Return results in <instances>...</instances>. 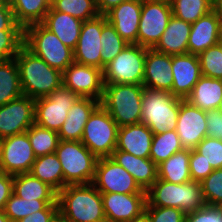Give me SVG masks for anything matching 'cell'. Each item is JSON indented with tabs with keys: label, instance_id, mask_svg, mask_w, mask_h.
I'll return each mask as SVG.
<instances>
[{
	"label": "cell",
	"instance_id": "6da1fadb",
	"mask_svg": "<svg viewBox=\"0 0 222 222\" xmlns=\"http://www.w3.org/2000/svg\"><path fill=\"white\" fill-rule=\"evenodd\" d=\"M23 95L32 99L49 96L62 86V72L50 67L24 44L15 56Z\"/></svg>",
	"mask_w": 222,
	"mask_h": 222
},
{
	"label": "cell",
	"instance_id": "7a4b0ae2",
	"mask_svg": "<svg viewBox=\"0 0 222 222\" xmlns=\"http://www.w3.org/2000/svg\"><path fill=\"white\" fill-rule=\"evenodd\" d=\"M59 217L71 222H106L101 193L90 184L67 185L58 192Z\"/></svg>",
	"mask_w": 222,
	"mask_h": 222
},
{
	"label": "cell",
	"instance_id": "3957f363",
	"mask_svg": "<svg viewBox=\"0 0 222 222\" xmlns=\"http://www.w3.org/2000/svg\"><path fill=\"white\" fill-rule=\"evenodd\" d=\"M146 206L172 207L185 214L202 209L206 203L200 182L182 184L157 179L146 191Z\"/></svg>",
	"mask_w": 222,
	"mask_h": 222
},
{
	"label": "cell",
	"instance_id": "277c9868",
	"mask_svg": "<svg viewBox=\"0 0 222 222\" xmlns=\"http://www.w3.org/2000/svg\"><path fill=\"white\" fill-rule=\"evenodd\" d=\"M143 85L104 84L100 104L118 127L141 123Z\"/></svg>",
	"mask_w": 222,
	"mask_h": 222
},
{
	"label": "cell",
	"instance_id": "5b68a950",
	"mask_svg": "<svg viewBox=\"0 0 222 222\" xmlns=\"http://www.w3.org/2000/svg\"><path fill=\"white\" fill-rule=\"evenodd\" d=\"M181 98L171 92L144 87L142 96L141 123L153 134L176 130Z\"/></svg>",
	"mask_w": 222,
	"mask_h": 222
},
{
	"label": "cell",
	"instance_id": "8992f818",
	"mask_svg": "<svg viewBox=\"0 0 222 222\" xmlns=\"http://www.w3.org/2000/svg\"><path fill=\"white\" fill-rule=\"evenodd\" d=\"M55 153L62 166L64 188L93 182L98 158L81 141L59 140Z\"/></svg>",
	"mask_w": 222,
	"mask_h": 222
},
{
	"label": "cell",
	"instance_id": "52a82bcc",
	"mask_svg": "<svg viewBox=\"0 0 222 222\" xmlns=\"http://www.w3.org/2000/svg\"><path fill=\"white\" fill-rule=\"evenodd\" d=\"M23 44L50 67L63 72L74 62V52L42 23L24 29Z\"/></svg>",
	"mask_w": 222,
	"mask_h": 222
},
{
	"label": "cell",
	"instance_id": "ba28073f",
	"mask_svg": "<svg viewBox=\"0 0 222 222\" xmlns=\"http://www.w3.org/2000/svg\"><path fill=\"white\" fill-rule=\"evenodd\" d=\"M118 124L99 104L84 126L81 142L99 159L111 157L117 146Z\"/></svg>",
	"mask_w": 222,
	"mask_h": 222
},
{
	"label": "cell",
	"instance_id": "9c48e42d",
	"mask_svg": "<svg viewBox=\"0 0 222 222\" xmlns=\"http://www.w3.org/2000/svg\"><path fill=\"white\" fill-rule=\"evenodd\" d=\"M146 48L128 44L103 70L104 84L143 85Z\"/></svg>",
	"mask_w": 222,
	"mask_h": 222
},
{
	"label": "cell",
	"instance_id": "30bf717a",
	"mask_svg": "<svg viewBox=\"0 0 222 222\" xmlns=\"http://www.w3.org/2000/svg\"><path fill=\"white\" fill-rule=\"evenodd\" d=\"M79 98L77 93L61 86L49 96L35 99V124L58 133Z\"/></svg>",
	"mask_w": 222,
	"mask_h": 222
},
{
	"label": "cell",
	"instance_id": "8fae6325",
	"mask_svg": "<svg viewBox=\"0 0 222 222\" xmlns=\"http://www.w3.org/2000/svg\"><path fill=\"white\" fill-rule=\"evenodd\" d=\"M172 16L171 4L143 0L137 44L148 49H153L159 42Z\"/></svg>",
	"mask_w": 222,
	"mask_h": 222
},
{
	"label": "cell",
	"instance_id": "7c38bea8",
	"mask_svg": "<svg viewBox=\"0 0 222 222\" xmlns=\"http://www.w3.org/2000/svg\"><path fill=\"white\" fill-rule=\"evenodd\" d=\"M92 184L100 193H146L134 177L111 157L98 159Z\"/></svg>",
	"mask_w": 222,
	"mask_h": 222
},
{
	"label": "cell",
	"instance_id": "4fadbf2b",
	"mask_svg": "<svg viewBox=\"0 0 222 222\" xmlns=\"http://www.w3.org/2000/svg\"><path fill=\"white\" fill-rule=\"evenodd\" d=\"M62 86L80 97L101 101L104 90L103 70L73 62L62 72Z\"/></svg>",
	"mask_w": 222,
	"mask_h": 222
},
{
	"label": "cell",
	"instance_id": "5bb4252c",
	"mask_svg": "<svg viewBox=\"0 0 222 222\" xmlns=\"http://www.w3.org/2000/svg\"><path fill=\"white\" fill-rule=\"evenodd\" d=\"M35 123V99L22 95L0 106V136L25 133Z\"/></svg>",
	"mask_w": 222,
	"mask_h": 222
},
{
	"label": "cell",
	"instance_id": "9a60e30c",
	"mask_svg": "<svg viewBox=\"0 0 222 222\" xmlns=\"http://www.w3.org/2000/svg\"><path fill=\"white\" fill-rule=\"evenodd\" d=\"M36 159L27 133L4 138L0 171L10 175L29 173Z\"/></svg>",
	"mask_w": 222,
	"mask_h": 222
},
{
	"label": "cell",
	"instance_id": "2e32d148",
	"mask_svg": "<svg viewBox=\"0 0 222 222\" xmlns=\"http://www.w3.org/2000/svg\"><path fill=\"white\" fill-rule=\"evenodd\" d=\"M107 21L106 15H98L83 22L77 45L73 50L74 62L101 69L100 39L102 27Z\"/></svg>",
	"mask_w": 222,
	"mask_h": 222
},
{
	"label": "cell",
	"instance_id": "e0dca14e",
	"mask_svg": "<svg viewBox=\"0 0 222 222\" xmlns=\"http://www.w3.org/2000/svg\"><path fill=\"white\" fill-rule=\"evenodd\" d=\"M176 131L184 149L194 150L207 137L206 111L181 99Z\"/></svg>",
	"mask_w": 222,
	"mask_h": 222
},
{
	"label": "cell",
	"instance_id": "ac0fdd59",
	"mask_svg": "<svg viewBox=\"0 0 222 222\" xmlns=\"http://www.w3.org/2000/svg\"><path fill=\"white\" fill-rule=\"evenodd\" d=\"M106 222H129L146 206V193H101Z\"/></svg>",
	"mask_w": 222,
	"mask_h": 222
},
{
	"label": "cell",
	"instance_id": "d6986e66",
	"mask_svg": "<svg viewBox=\"0 0 222 222\" xmlns=\"http://www.w3.org/2000/svg\"><path fill=\"white\" fill-rule=\"evenodd\" d=\"M173 84L171 93L175 97L186 99L202 76L198 55H172Z\"/></svg>",
	"mask_w": 222,
	"mask_h": 222
},
{
	"label": "cell",
	"instance_id": "ffe728a7",
	"mask_svg": "<svg viewBox=\"0 0 222 222\" xmlns=\"http://www.w3.org/2000/svg\"><path fill=\"white\" fill-rule=\"evenodd\" d=\"M143 0H128L106 14L107 20L129 44H137Z\"/></svg>",
	"mask_w": 222,
	"mask_h": 222
},
{
	"label": "cell",
	"instance_id": "44dd1931",
	"mask_svg": "<svg viewBox=\"0 0 222 222\" xmlns=\"http://www.w3.org/2000/svg\"><path fill=\"white\" fill-rule=\"evenodd\" d=\"M172 84V56L146 48L143 86L170 92Z\"/></svg>",
	"mask_w": 222,
	"mask_h": 222
},
{
	"label": "cell",
	"instance_id": "7402d4cb",
	"mask_svg": "<svg viewBox=\"0 0 222 222\" xmlns=\"http://www.w3.org/2000/svg\"><path fill=\"white\" fill-rule=\"evenodd\" d=\"M222 21L212 10L191 24L188 38V53L199 55L220 42Z\"/></svg>",
	"mask_w": 222,
	"mask_h": 222
},
{
	"label": "cell",
	"instance_id": "603a6c76",
	"mask_svg": "<svg viewBox=\"0 0 222 222\" xmlns=\"http://www.w3.org/2000/svg\"><path fill=\"white\" fill-rule=\"evenodd\" d=\"M153 132L143 123L119 127L115 150L150 158Z\"/></svg>",
	"mask_w": 222,
	"mask_h": 222
},
{
	"label": "cell",
	"instance_id": "cb8c5ba5",
	"mask_svg": "<svg viewBox=\"0 0 222 222\" xmlns=\"http://www.w3.org/2000/svg\"><path fill=\"white\" fill-rule=\"evenodd\" d=\"M100 104V101L80 97L68 111V116L58 131L59 139L63 141H81L84 126L90 114Z\"/></svg>",
	"mask_w": 222,
	"mask_h": 222
},
{
	"label": "cell",
	"instance_id": "d4e9b609",
	"mask_svg": "<svg viewBox=\"0 0 222 222\" xmlns=\"http://www.w3.org/2000/svg\"><path fill=\"white\" fill-rule=\"evenodd\" d=\"M111 158L128 171L145 192L158 179L157 165L150 158L137 157L121 150H114Z\"/></svg>",
	"mask_w": 222,
	"mask_h": 222
},
{
	"label": "cell",
	"instance_id": "484cf974",
	"mask_svg": "<svg viewBox=\"0 0 222 222\" xmlns=\"http://www.w3.org/2000/svg\"><path fill=\"white\" fill-rule=\"evenodd\" d=\"M190 32V23L172 16L159 42L153 49L171 56L187 54Z\"/></svg>",
	"mask_w": 222,
	"mask_h": 222
},
{
	"label": "cell",
	"instance_id": "4316f807",
	"mask_svg": "<svg viewBox=\"0 0 222 222\" xmlns=\"http://www.w3.org/2000/svg\"><path fill=\"white\" fill-rule=\"evenodd\" d=\"M42 24L52 31L67 47L75 49L83 21L73 16L55 11L52 7L45 15Z\"/></svg>",
	"mask_w": 222,
	"mask_h": 222
},
{
	"label": "cell",
	"instance_id": "83f0119b",
	"mask_svg": "<svg viewBox=\"0 0 222 222\" xmlns=\"http://www.w3.org/2000/svg\"><path fill=\"white\" fill-rule=\"evenodd\" d=\"M222 99V79L201 76L186 98L193 106L203 111L217 109Z\"/></svg>",
	"mask_w": 222,
	"mask_h": 222
},
{
	"label": "cell",
	"instance_id": "f1b7e54d",
	"mask_svg": "<svg viewBox=\"0 0 222 222\" xmlns=\"http://www.w3.org/2000/svg\"><path fill=\"white\" fill-rule=\"evenodd\" d=\"M13 193L26 200H57L58 192L30 172L13 176Z\"/></svg>",
	"mask_w": 222,
	"mask_h": 222
},
{
	"label": "cell",
	"instance_id": "f546056e",
	"mask_svg": "<svg viewBox=\"0 0 222 222\" xmlns=\"http://www.w3.org/2000/svg\"><path fill=\"white\" fill-rule=\"evenodd\" d=\"M16 23L24 30L27 26L42 23L51 8L52 0H6Z\"/></svg>",
	"mask_w": 222,
	"mask_h": 222
},
{
	"label": "cell",
	"instance_id": "4dcf8cb0",
	"mask_svg": "<svg viewBox=\"0 0 222 222\" xmlns=\"http://www.w3.org/2000/svg\"><path fill=\"white\" fill-rule=\"evenodd\" d=\"M190 150L176 152L157 165L158 179L182 184L191 181L189 170Z\"/></svg>",
	"mask_w": 222,
	"mask_h": 222
},
{
	"label": "cell",
	"instance_id": "1f68e13d",
	"mask_svg": "<svg viewBox=\"0 0 222 222\" xmlns=\"http://www.w3.org/2000/svg\"><path fill=\"white\" fill-rule=\"evenodd\" d=\"M30 173L40 181L49 184L57 192L64 188L62 166L56 153L37 157Z\"/></svg>",
	"mask_w": 222,
	"mask_h": 222
},
{
	"label": "cell",
	"instance_id": "d6a6232c",
	"mask_svg": "<svg viewBox=\"0 0 222 222\" xmlns=\"http://www.w3.org/2000/svg\"><path fill=\"white\" fill-rule=\"evenodd\" d=\"M23 95L15 58L0 62V106Z\"/></svg>",
	"mask_w": 222,
	"mask_h": 222
},
{
	"label": "cell",
	"instance_id": "836d02e7",
	"mask_svg": "<svg viewBox=\"0 0 222 222\" xmlns=\"http://www.w3.org/2000/svg\"><path fill=\"white\" fill-rule=\"evenodd\" d=\"M183 149L176 130H168L163 133L154 134L151 144L150 159L158 165Z\"/></svg>",
	"mask_w": 222,
	"mask_h": 222
},
{
	"label": "cell",
	"instance_id": "e575fe53",
	"mask_svg": "<svg viewBox=\"0 0 222 222\" xmlns=\"http://www.w3.org/2000/svg\"><path fill=\"white\" fill-rule=\"evenodd\" d=\"M48 205H58V202L57 200H26L12 193L4 211L12 222H17L34 212L44 210Z\"/></svg>",
	"mask_w": 222,
	"mask_h": 222
},
{
	"label": "cell",
	"instance_id": "d590c367",
	"mask_svg": "<svg viewBox=\"0 0 222 222\" xmlns=\"http://www.w3.org/2000/svg\"><path fill=\"white\" fill-rule=\"evenodd\" d=\"M172 14L190 24L213 10V0H173Z\"/></svg>",
	"mask_w": 222,
	"mask_h": 222
},
{
	"label": "cell",
	"instance_id": "8d00e7d4",
	"mask_svg": "<svg viewBox=\"0 0 222 222\" xmlns=\"http://www.w3.org/2000/svg\"><path fill=\"white\" fill-rule=\"evenodd\" d=\"M26 133L36 158L56 152L60 140L57 132L40 127L34 123Z\"/></svg>",
	"mask_w": 222,
	"mask_h": 222
},
{
	"label": "cell",
	"instance_id": "74e56055",
	"mask_svg": "<svg viewBox=\"0 0 222 222\" xmlns=\"http://www.w3.org/2000/svg\"><path fill=\"white\" fill-rule=\"evenodd\" d=\"M101 70L110 63L129 43H127L107 21L102 27L101 39Z\"/></svg>",
	"mask_w": 222,
	"mask_h": 222
},
{
	"label": "cell",
	"instance_id": "f35d334b",
	"mask_svg": "<svg viewBox=\"0 0 222 222\" xmlns=\"http://www.w3.org/2000/svg\"><path fill=\"white\" fill-rule=\"evenodd\" d=\"M51 7L83 22L99 15L95 0H52Z\"/></svg>",
	"mask_w": 222,
	"mask_h": 222
},
{
	"label": "cell",
	"instance_id": "ab89813d",
	"mask_svg": "<svg viewBox=\"0 0 222 222\" xmlns=\"http://www.w3.org/2000/svg\"><path fill=\"white\" fill-rule=\"evenodd\" d=\"M198 57L203 76L222 79V44L220 42L201 52Z\"/></svg>",
	"mask_w": 222,
	"mask_h": 222
},
{
	"label": "cell",
	"instance_id": "60d3db41",
	"mask_svg": "<svg viewBox=\"0 0 222 222\" xmlns=\"http://www.w3.org/2000/svg\"><path fill=\"white\" fill-rule=\"evenodd\" d=\"M200 184L206 205L222 206V168L214 169Z\"/></svg>",
	"mask_w": 222,
	"mask_h": 222
},
{
	"label": "cell",
	"instance_id": "b9f144b4",
	"mask_svg": "<svg viewBox=\"0 0 222 222\" xmlns=\"http://www.w3.org/2000/svg\"><path fill=\"white\" fill-rule=\"evenodd\" d=\"M23 41L24 30H0V62L15 58Z\"/></svg>",
	"mask_w": 222,
	"mask_h": 222
},
{
	"label": "cell",
	"instance_id": "7bdbcfd3",
	"mask_svg": "<svg viewBox=\"0 0 222 222\" xmlns=\"http://www.w3.org/2000/svg\"><path fill=\"white\" fill-rule=\"evenodd\" d=\"M195 150L213 169L222 168V141L219 138L205 137Z\"/></svg>",
	"mask_w": 222,
	"mask_h": 222
},
{
	"label": "cell",
	"instance_id": "ee69618b",
	"mask_svg": "<svg viewBox=\"0 0 222 222\" xmlns=\"http://www.w3.org/2000/svg\"><path fill=\"white\" fill-rule=\"evenodd\" d=\"M144 211L148 214L151 222L185 221L186 214L178 208L145 206Z\"/></svg>",
	"mask_w": 222,
	"mask_h": 222
},
{
	"label": "cell",
	"instance_id": "f6af8a7d",
	"mask_svg": "<svg viewBox=\"0 0 222 222\" xmlns=\"http://www.w3.org/2000/svg\"><path fill=\"white\" fill-rule=\"evenodd\" d=\"M189 170L192 181L201 182L214 169L208 164L195 149L190 150Z\"/></svg>",
	"mask_w": 222,
	"mask_h": 222
},
{
	"label": "cell",
	"instance_id": "bcb514c9",
	"mask_svg": "<svg viewBox=\"0 0 222 222\" xmlns=\"http://www.w3.org/2000/svg\"><path fill=\"white\" fill-rule=\"evenodd\" d=\"M184 222H222V206L205 205L202 209L187 213Z\"/></svg>",
	"mask_w": 222,
	"mask_h": 222
},
{
	"label": "cell",
	"instance_id": "7dc6e473",
	"mask_svg": "<svg viewBox=\"0 0 222 222\" xmlns=\"http://www.w3.org/2000/svg\"><path fill=\"white\" fill-rule=\"evenodd\" d=\"M59 217V206L48 205L40 210L18 220L17 222H55Z\"/></svg>",
	"mask_w": 222,
	"mask_h": 222
},
{
	"label": "cell",
	"instance_id": "c3c4849f",
	"mask_svg": "<svg viewBox=\"0 0 222 222\" xmlns=\"http://www.w3.org/2000/svg\"><path fill=\"white\" fill-rule=\"evenodd\" d=\"M0 30H23L16 23L14 13L6 0H0Z\"/></svg>",
	"mask_w": 222,
	"mask_h": 222
},
{
	"label": "cell",
	"instance_id": "681fc988",
	"mask_svg": "<svg viewBox=\"0 0 222 222\" xmlns=\"http://www.w3.org/2000/svg\"><path fill=\"white\" fill-rule=\"evenodd\" d=\"M207 137L218 138L222 132V114L213 109L206 111Z\"/></svg>",
	"mask_w": 222,
	"mask_h": 222
},
{
	"label": "cell",
	"instance_id": "f907efd6",
	"mask_svg": "<svg viewBox=\"0 0 222 222\" xmlns=\"http://www.w3.org/2000/svg\"><path fill=\"white\" fill-rule=\"evenodd\" d=\"M13 193V175L0 171V210H4L7 200Z\"/></svg>",
	"mask_w": 222,
	"mask_h": 222
},
{
	"label": "cell",
	"instance_id": "816d5d0a",
	"mask_svg": "<svg viewBox=\"0 0 222 222\" xmlns=\"http://www.w3.org/2000/svg\"><path fill=\"white\" fill-rule=\"evenodd\" d=\"M128 0H97L96 7L99 15H106L109 11L115 8L117 5Z\"/></svg>",
	"mask_w": 222,
	"mask_h": 222
},
{
	"label": "cell",
	"instance_id": "f5cc1de1",
	"mask_svg": "<svg viewBox=\"0 0 222 222\" xmlns=\"http://www.w3.org/2000/svg\"><path fill=\"white\" fill-rule=\"evenodd\" d=\"M213 11L220 17L222 21V0H213Z\"/></svg>",
	"mask_w": 222,
	"mask_h": 222
},
{
	"label": "cell",
	"instance_id": "db71d44e",
	"mask_svg": "<svg viewBox=\"0 0 222 222\" xmlns=\"http://www.w3.org/2000/svg\"><path fill=\"white\" fill-rule=\"evenodd\" d=\"M129 222H151L148 214L143 211L139 216L134 217L131 221Z\"/></svg>",
	"mask_w": 222,
	"mask_h": 222
},
{
	"label": "cell",
	"instance_id": "11a10c76",
	"mask_svg": "<svg viewBox=\"0 0 222 222\" xmlns=\"http://www.w3.org/2000/svg\"><path fill=\"white\" fill-rule=\"evenodd\" d=\"M0 222H12L5 214L4 210H0Z\"/></svg>",
	"mask_w": 222,
	"mask_h": 222
},
{
	"label": "cell",
	"instance_id": "9f6ffc18",
	"mask_svg": "<svg viewBox=\"0 0 222 222\" xmlns=\"http://www.w3.org/2000/svg\"><path fill=\"white\" fill-rule=\"evenodd\" d=\"M3 140H4V138H2L0 136V160H1V151H2Z\"/></svg>",
	"mask_w": 222,
	"mask_h": 222
},
{
	"label": "cell",
	"instance_id": "6f0895ef",
	"mask_svg": "<svg viewBox=\"0 0 222 222\" xmlns=\"http://www.w3.org/2000/svg\"><path fill=\"white\" fill-rule=\"evenodd\" d=\"M151 1H159V2H166L171 4L173 2V0H151Z\"/></svg>",
	"mask_w": 222,
	"mask_h": 222
},
{
	"label": "cell",
	"instance_id": "680465c9",
	"mask_svg": "<svg viewBox=\"0 0 222 222\" xmlns=\"http://www.w3.org/2000/svg\"><path fill=\"white\" fill-rule=\"evenodd\" d=\"M217 110L222 114V99L220 101V104H219Z\"/></svg>",
	"mask_w": 222,
	"mask_h": 222
},
{
	"label": "cell",
	"instance_id": "91938a15",
	"mask_svg": "<svg viewBox=\"0 0 222 222\" xmlns=\"http://www.w3.org/2000/svg\"><path fill=\"white\" fill-rule=\"evenodd\" d=\"M220 43L222 44V24H221V33H220Z\"/></svg>",
	"mask_w": 222,
	"mask_h": 222
},
{
	"label": "cell",
	"instance_id": "94428289",
	"mask_svg": "<svg viewBox=\"0 0 222 222\" xmlns=\"http://www.w3.org/2000/svg\"><path fill=\"white\" fill-rule=\"evenodd\" d=\"M55 222H62V219L58 217V219Z\"/></svg>",
	"mask_w": 222,
	"mask_h": 222
},
{
	"label": "cell",
	"instance_id": "6125c7cd",
	"mask_svg": "<svg viewBox=\"0 0 222 222\" xmlns=\"http://www.w3.org/2000/svg\"><path fill=\"white\" fill-rule=\"evenodd\" d=\"M218 138L222 141V132H221V134H220V136Z\"/></svg>",
	"mask_w": 222,
	"mask_h": 222
},
{
	"label": "cell",
	"instance_id": "be15d7a7",
	"mask_svg": "<svg viewBox=\"0 0 222 222\" xmlns=\"http://www.w3.org/2000/svg\"><path fill=\"white\" fill-rule=\"evenodd\" d=\"M62 222H71V221H67V220L62 219Z\"/></svg>",
	"mask_w": 222,
	"mask_h": 222
}]
</instances>
